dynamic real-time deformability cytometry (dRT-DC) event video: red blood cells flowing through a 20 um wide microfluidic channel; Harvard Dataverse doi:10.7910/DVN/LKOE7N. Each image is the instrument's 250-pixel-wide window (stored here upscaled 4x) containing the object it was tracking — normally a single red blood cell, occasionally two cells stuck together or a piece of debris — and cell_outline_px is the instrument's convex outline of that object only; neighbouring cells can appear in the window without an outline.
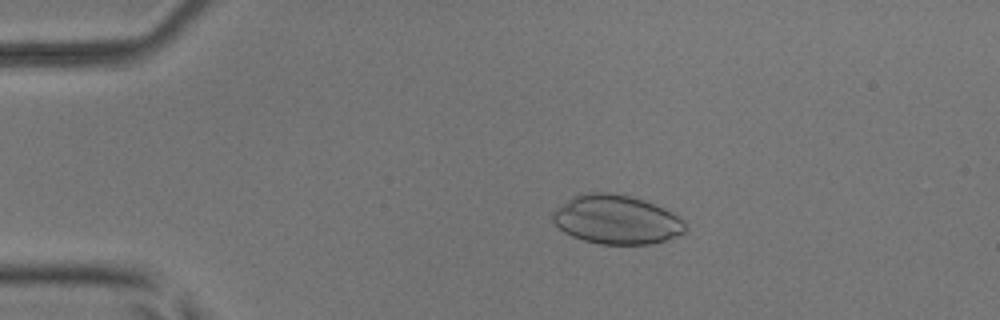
{"species": "common noctule bat (a hibernating species)", "species_latin": "Nyctalus noctula", "temperature_condition": "room temperature", "stored_images_in_passage": 19, "camera_frame_rate_fps": 3000, "um_per_image_px": 0.085, "animal": {"sex": "male", "body_mass_g": 17.9, "forearm_length_mm": 54.2}, "frame": {"image": 1, "passage_image": 8, "time_ms": 2.333, "image_size_px": [1000, 320], "cell_outline_px": [[688, 232], [668, 240], [652, 244], [600, 244], [584, 240], [572, 236], [564, 232], [552, 220], [552, 212], [556, 208], [572, 196], [588, 192], [608, 192], [628, 196], [644, 200], [664, 208], [676, 216], [688, 228]], "centroid_in_image_um": [52.4, 18.67], "position_along_channel_um": 32.6, "area_um2": 37.86}}